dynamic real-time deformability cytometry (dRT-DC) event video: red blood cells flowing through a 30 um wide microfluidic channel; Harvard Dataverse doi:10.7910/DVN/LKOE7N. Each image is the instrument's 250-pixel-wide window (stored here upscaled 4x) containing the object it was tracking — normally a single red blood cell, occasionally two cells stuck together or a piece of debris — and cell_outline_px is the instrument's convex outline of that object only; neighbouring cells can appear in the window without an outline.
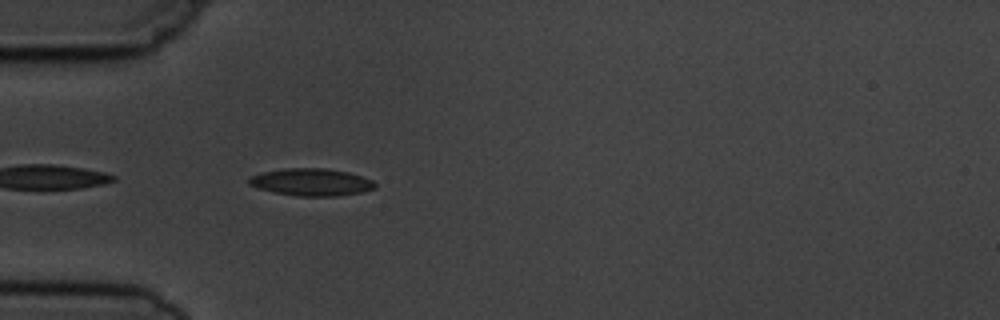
{"species": "common noctule bat (a hibernating species)", "species_latin": "Nyctalus noctula", "temperature_condition": "cold", "stored_images_in_passage": 4, "camera_frame_rate_fps": 3000, "um_per_image_px": 0.085, "animal": {"sex": "male", "body_mass_g": 19.5, "forearm_length_mm": 54.6}, "frame": {"image": 1, "passage_image": 4, "time_ms": 3.333, "image_size_px": [1000, 320], "cell_outline_px": [[376, 188], [360, 192], [336, 196], [300, 196], [276, 192], [260, 188], [248, 184], [248, 180], [252, 176], [264, 172], [284, 168], [324, 168], [348, 172], [372, 180], [376, 184]], "centroid_in_image_um": [26.49, 15.47], "position_along_channel_um": 58.5, "area_um2": 19.71}}